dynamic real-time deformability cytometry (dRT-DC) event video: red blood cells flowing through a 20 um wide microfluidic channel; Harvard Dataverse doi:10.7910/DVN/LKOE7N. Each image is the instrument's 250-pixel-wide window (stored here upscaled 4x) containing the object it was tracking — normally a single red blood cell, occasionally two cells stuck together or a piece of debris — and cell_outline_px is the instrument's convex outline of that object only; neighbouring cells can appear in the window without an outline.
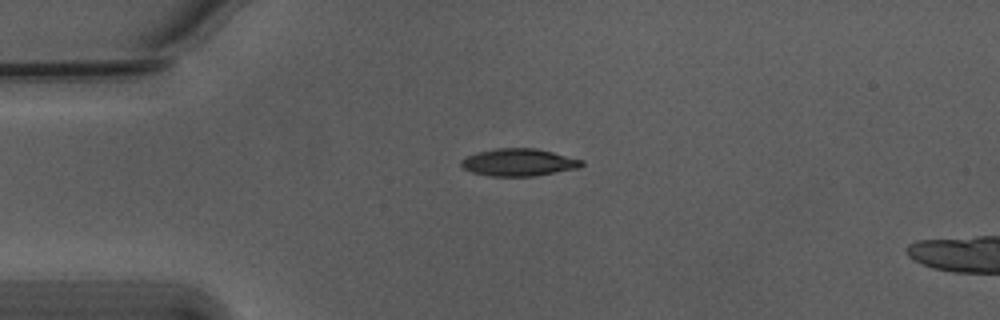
{"species": "Egyptian fruit bat (a non-hibernating species)", "species_latin": "Rousettus aegyptiacus", "temperature_condition": "warm", "stored_images_in_passage": 42, "camera_frame_rate_fps": 3000, "um_per_image_px": 0.085, "animal": {"sex": "male"}, "frame": {"image": 1, "passage_image": 1, "time_ms": 0.0, "image_size_px": [1000, 320], "cell_outline_px": [[584, 164], [580, 168], [536, 176], [488, 176], [472, 172], [464, 168], [460, 164], [460, 160], [476, 152], [496, 148], [536, 148], [584, 160]], "centroid_in_image_um": [44.11, 13.8], "position_along_channel_um": 40.9, "area_um2": 19.36}}
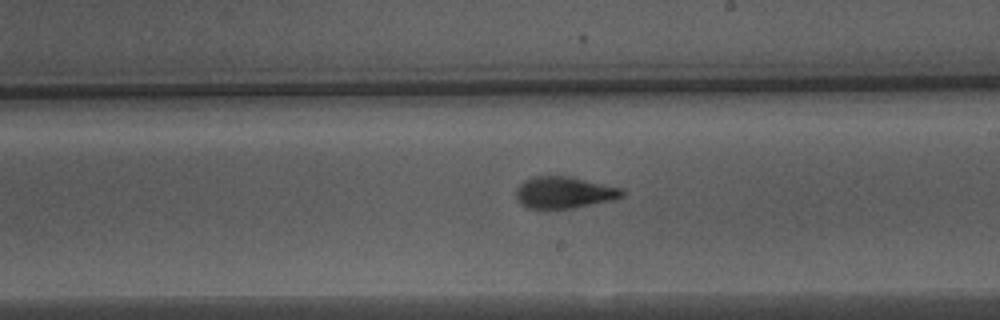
{"frame": {"image": 2, "passage_image": 19, "time_ms": 6.0, "image_size_px": [1000, 320], "cell_outline_px": [[624, 196], [612, 200], [572, 208], [528, 208], [516, 196], [516, 188], [524, 180], [532, 176], [572, 176], [620, 188], [624, 192]], "centroid_in_image_um": [47.96, 16.34], "position_along_channel_um": 241.0, "area_um2": 19.36}}
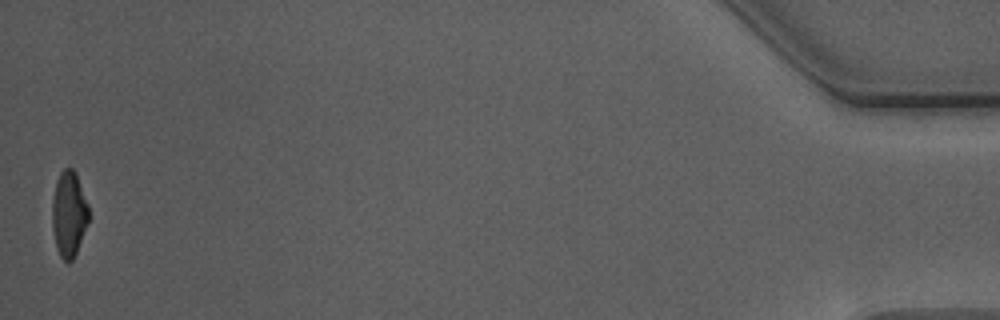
{"frame": {"image": 3, "passage_image": 42, "time_ms": 13.667, "image_size_px": [1000, 320], "cell_outline_px": [[88, 220], [76, 252], [72, 260], [68, 264], [60, 256], [56, 248], [52, 228], [52, 200], [56, 180], [60, 172], [64, 168], [72, 168], [76, 172], [88, 204]], "centroid_in_image_um": [5.83, 18.17], "position_along_channel_um": 429.4, "area_um2": 18.21}, "authors_computed_cell_mechanics": {"area_um2": 19.3341, "velocity_mm_per_s": 3.7712, "shape_relaxation_time_tau1_ms": 3.8894, "shape_relaxation_time_tau2_ms": 1.3176, "deformation_change_tau1": 0.2052, "deformation_change_tau2": 0.0895}}